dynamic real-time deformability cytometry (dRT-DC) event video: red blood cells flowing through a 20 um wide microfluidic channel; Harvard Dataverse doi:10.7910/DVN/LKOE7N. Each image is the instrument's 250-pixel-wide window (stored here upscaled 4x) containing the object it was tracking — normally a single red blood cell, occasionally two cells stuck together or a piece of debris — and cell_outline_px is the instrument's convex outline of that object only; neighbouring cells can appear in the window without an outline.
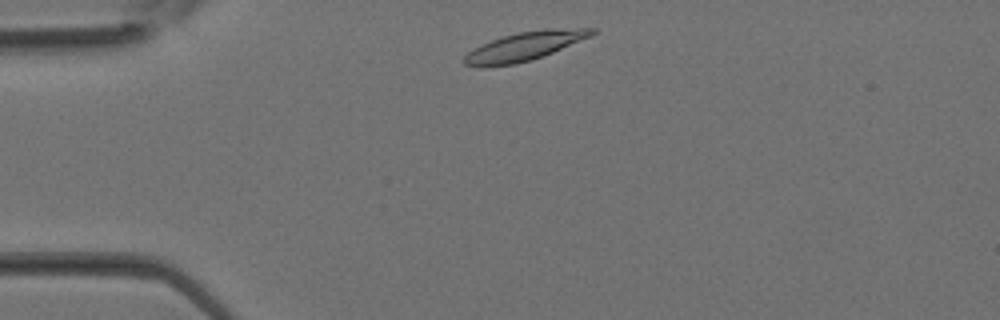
{"species": "Egyptian fruit bat (a non-hibernating species)", "species_latin": "Rousettus aegyptiacus", "temperature_condition": "room temperature", "stored_images_in_passage": 28, "camera_frame_rate_fps": 3000, "um_per_image_px": 0.085, "animal": {"sex": "female"}, "frame": {"image": 1, "passage_image": 2, "time_ms": 0.333, "image_size_px": [1000, 320], "cell_outline_px": [[596, 32], [592, 36], [544, 56], [532, 60], [516, 64], [480, 68], [476, 68], [464, 64], [460, 60], [468, 52], [480, 44], [504, 36], [520, 32], [548, 28], [596, 28]], "centroid_in_image_um": [44.55, 3.96], "position_along_channel_um": 40.4, "area_um2": 21.73}}
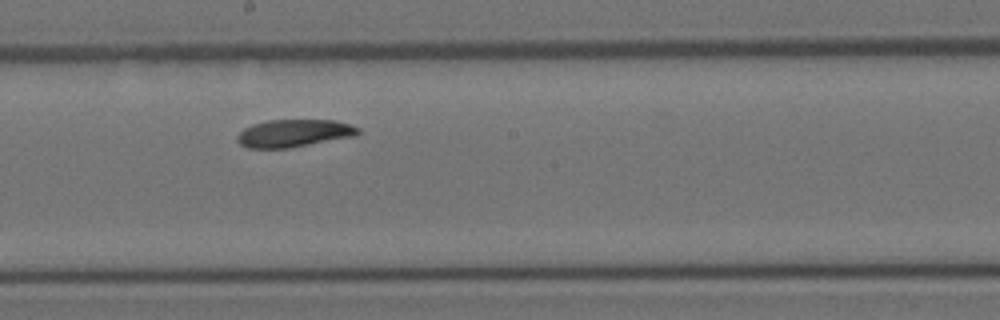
{"frame": {"image": 2, "passage_image": 13, "time_ms": 4.0, "image_size_px": [1000, 320], "cell_outline_px": [[360, 132], [356, 136], [288, 148], [248, 148], [240, 144], [236, 140], [236, 136], [244, 128], [252, 124], [268, 120], [336, 120], [352, 124], [360, 128]], "centroid_in_image_um": [25.0, 11.32], "position_along_channel_um": 223.2, "area_um2": 19.59}}
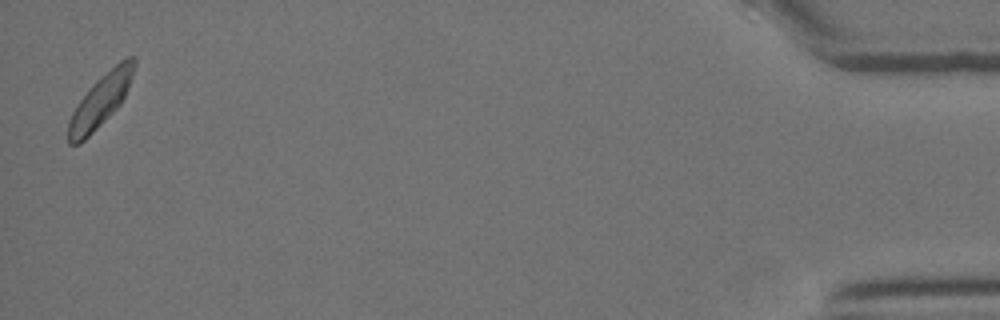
{"frame": {"image": 3, "passage_image": 28, "time_ms": 9.0, "image_size_px": [1000, 320], "cell_outline_px": [[136, 64], [128, 88], [120, 104], [80, 144], [68, 144], [68, 120], [72, 112], [80, 100], [92, 84], [96, 80], [120, 60], [128, 56], [136, 56]], "centroid_in_image_um": [8.55, 8.52], "position_along_channel_um": 426.7, "area_um2": 19.71}}